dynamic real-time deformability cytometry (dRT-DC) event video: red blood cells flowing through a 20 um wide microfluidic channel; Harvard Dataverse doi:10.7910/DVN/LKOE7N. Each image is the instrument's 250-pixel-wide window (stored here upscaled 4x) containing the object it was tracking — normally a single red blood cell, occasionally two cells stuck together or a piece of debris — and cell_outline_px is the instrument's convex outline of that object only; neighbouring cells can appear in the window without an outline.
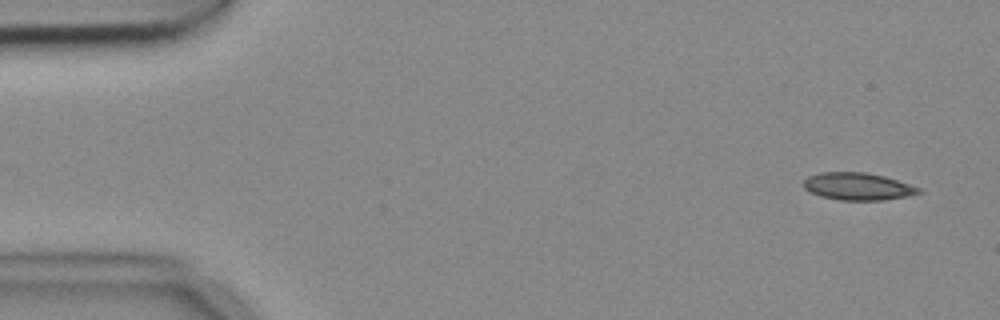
{"species": "common noctule bat (a hibernating species)", "species_latin": "Nyctalus noctula", "temperature_condition": "cold", "stored_images_in_passage": 4, "camera_frame_rate_fps": 3000, "um_per_image_px": 0.085, "animal": {"sex": "female", "body_mass_g": 18.4}, "frame": {"image": 1, "passage_image": 1, "time_ms": 0.0, "image_size_px": [1000, 320], "cell_outline_px": [[924, 192], [908, 196], [884, 200], [840, 200], [820, 196], [804, 188], [804, 180], [808, 176], [820, 172], [864, 172], [884, 176], [920, 188]], "centroid_in_image_um": [72.92, 15.85], "position_along_channel_um": 12.1, "area_um2": 18.26}}
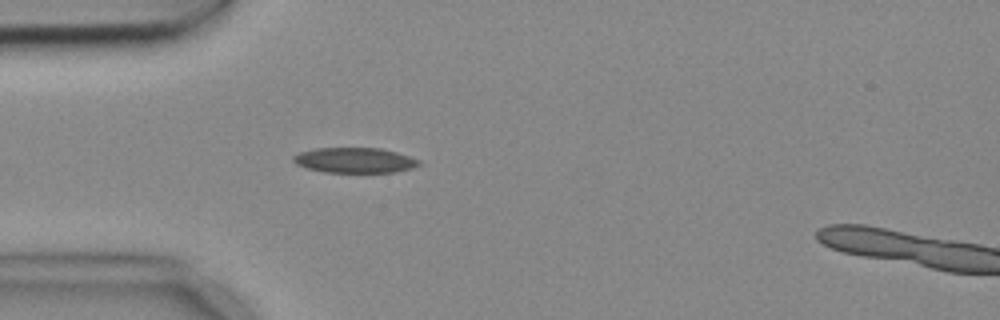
{"frame": {"image": 2, "passage_image": 4, "time_ms": 1.0, "image_size_px": [1000, 320], "cell_outline_px": [[424, 164], [412, 168], [396, 172], [324, 172], [308, 168], [296, 164], [292, 160], [292, 156], [300, 152], [316, 148], [380, 148], [396, 152], [420, 160]], "centroid_in_image_um": [30.17, 13.62], "position_along_channel_um": 54.8, "area_um2": 18.5}}